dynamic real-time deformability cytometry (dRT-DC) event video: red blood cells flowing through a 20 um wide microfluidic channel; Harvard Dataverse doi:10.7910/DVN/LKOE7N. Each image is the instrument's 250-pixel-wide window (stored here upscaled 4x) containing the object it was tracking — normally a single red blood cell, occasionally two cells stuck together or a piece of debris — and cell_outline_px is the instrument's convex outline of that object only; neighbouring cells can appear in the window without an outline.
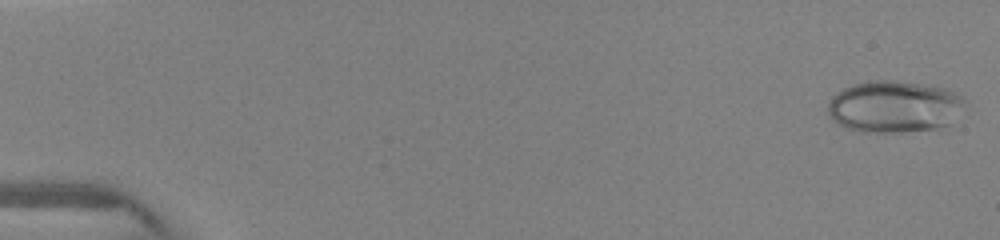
{"species": "human", "species_latin": "Homo sapiens", "temperature_condition": "warm", "stored_images_in_passage": 33, "camera_frame_rate_fps": 3000, "um_per_image_px": 0.085, "donor": {"sex": "female"}, "frame": {"image": 1, "passage_image": 1, "time_ms": 0.0, "image_size_px": [1000, 240], "cell_outline_px": [[960, 104], [952, 124], [936, 128], [900, 132], [864, 132], [848, 128], [832, 120], [828, 116], [828, 104], [832, 96], [836, 92], [844, 88], [868, 80], [896, 80], [948, 88], [956, 92], [960, 96]], "centroid_in_image_um": [75.94, 9.05], "position_along_channel_um": 9.1, "area_um2": 41.04}}
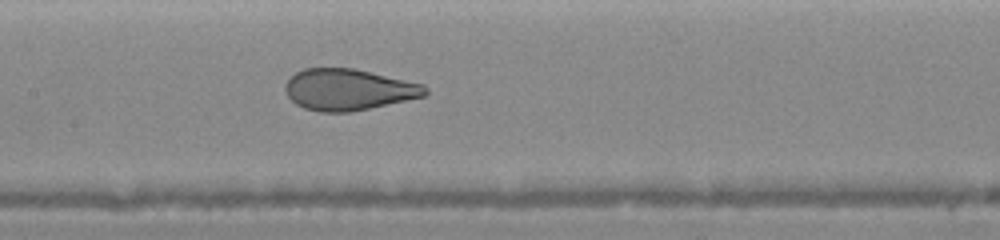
{"frame": {"image": 2, "passage_image": 14, "time_ms": 7.333, "image_size_px": [1000, 240], "cell_outline_px": [[428, 92], [424, 96], [352, 112], [320, 112], [304, 108], [296, 104], [288, 96], [284, 88], [284, 84], [296, 72], [304, 68], [352, 68], [424, 84], [428, 88]], "centroid_in_image_um": [29.61, 7.62], "position_along_channel_um": 177.8, "area_um2": 33.58}}
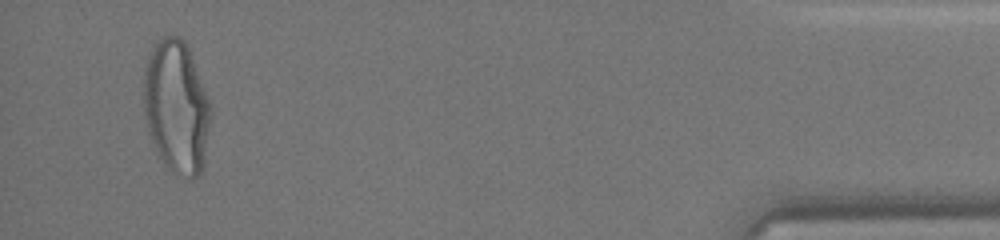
{"frame": {"image": 3, "passage_image": 31, "time_ms": 14.333, "image_size_px": [1000, 240], "cell_outline_px": [[212, 112], [204, 164], [200, 176], [188, 180], [172, 172], [164, 164], [148, 136], [144, 112], [144, 68], [148, 56], [152, 48], [164, 36], [180, 36], [184, 40], [188, 48], [212, 108]], "centroid_in_image_um": [15.0, 9.15], "position_along_channel_um": 420.2, "area_um2": 52.31}}